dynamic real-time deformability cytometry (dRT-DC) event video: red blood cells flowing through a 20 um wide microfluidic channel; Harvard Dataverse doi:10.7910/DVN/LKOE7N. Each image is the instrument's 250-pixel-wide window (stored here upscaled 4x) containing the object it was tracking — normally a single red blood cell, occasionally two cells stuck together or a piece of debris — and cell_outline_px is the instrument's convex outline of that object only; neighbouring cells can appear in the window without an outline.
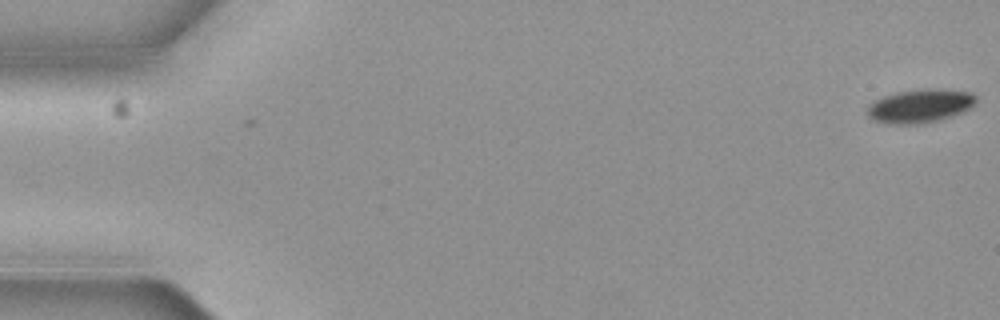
{"species": "common noctule bat (a hibernating species)", "species_latin": "Nyctalus noctula", "temperature_condition": "cold", "stored_images_in_passage": 12, "camera_frame_rate_fps": 3000, "um_per_image_px": 0.085, "animal": {"sex": "female", "body_mass_g": 19.3, "forearm_length_mm": 54.1}, "frame": {"image": 1, "passage_image": 1, "time_ms": 0.0, "image_size_px": [1000, 320], "cell_outline_px": [[976, 100], [968, 108], [960, 112], [940, 120], [924, 124], [888, 124], [872, 120], [868, 116], [868, 104], [884, 96], [896, 92], [924, 88], [928, 88], [972, 92], [976, 96]], "centroid_in_image_um": [78.16, 9.01], "position_along_channel_um": 6.8, "area_um2": 21.21}}
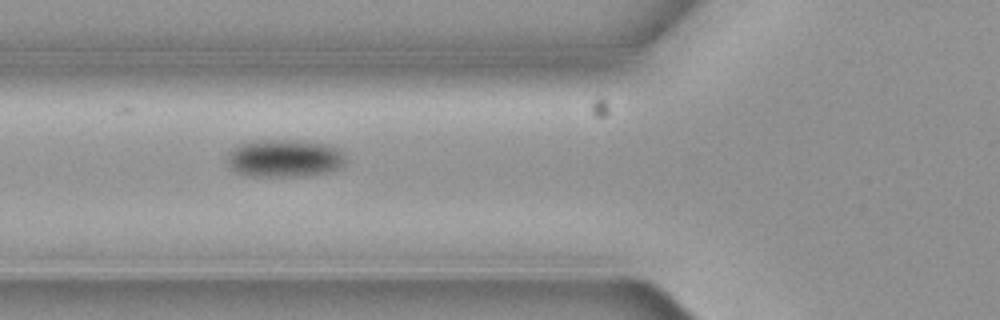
{"frame": {"image": 2, "passage_image": 6, "time_ms": 1.667, "image_size_px": [1000, 320], "cell_outline_px": [[344, 164], [340, 168], [324, 172], [304, 176], [248, 176], [236, 172], [228, 164], [228, 156], [232, 148], [240, 144], [256, 140], [304, 140], [328, 144], [340, 148], [344, 156]], "centroid_in_image_um": [24.2, 13.44], "position_along_channel_um": 101.6, "area_um2": 26.13}}
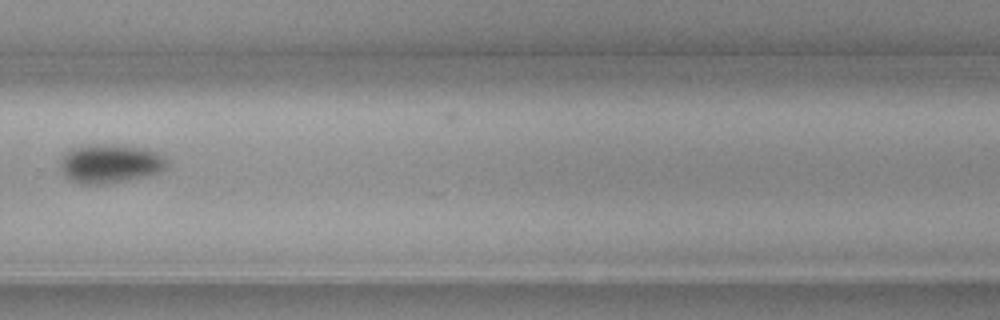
{"frame": {"image": 3, "passage_image": 11, "time_ms": 3.333, "image_size_px": [1000, 320], "cell_outline_px": [[168, 160], [164, 168], [156, 172], [144, 176], [128, 180], [108, 184], [80, 184], [68, 180], [64, 176], [60, 168], [60, 160], [64, 152], [72, 148], [88, 144], [116, 144], [144, 148], [156, 152]], "centroid_in_image_um": [9.28, 13.9], "position_along_channel_um": 320.5, "area_um2": 24.39}}